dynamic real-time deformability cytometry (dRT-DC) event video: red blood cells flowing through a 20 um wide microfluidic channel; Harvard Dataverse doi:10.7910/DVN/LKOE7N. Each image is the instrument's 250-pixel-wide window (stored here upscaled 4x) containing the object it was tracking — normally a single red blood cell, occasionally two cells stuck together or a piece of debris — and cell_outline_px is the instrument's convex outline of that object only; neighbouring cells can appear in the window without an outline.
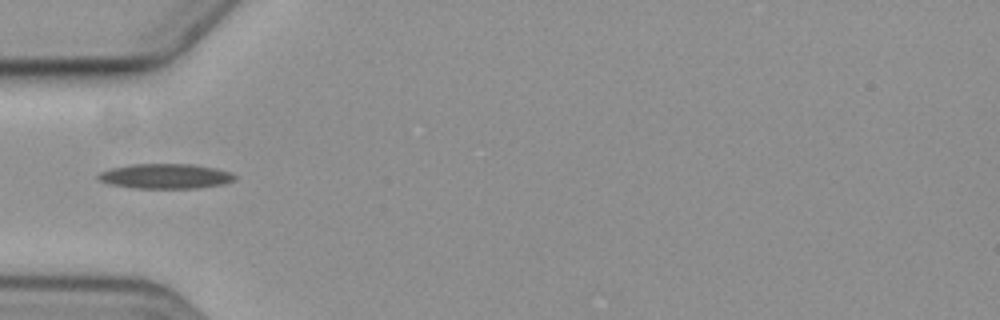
{"species": "common noctule bat (a hibernating species)", "species_latin": "Nyctalus noctula", "temperature_condition": "cold", "stored_images_in_passage": 7, "camera_frame_rate_fps": 3000, "um_per_image_px": 0.085, "animal": {"sex": "female", "body_mass_g": 19.3, "forearm_length_mm": 54.1}, "frame": {"image": 1, "passage_image": 5, "time_ms": 5.667, "image_size_px": [1000, 320], "cell_outline_px": [[236, 180], [224, 184], [196, 188], [132, 188], [108, 184], [100, 180], [96, 176], [100, 172], [112, 168], [132, 164], [192, 164], [216, 168], [228, 172], [236, 176]], "centroid_in_image_um": [14.06, 14.98], "position_along_channel_um": 70.9, "area_um2": 19.83}}
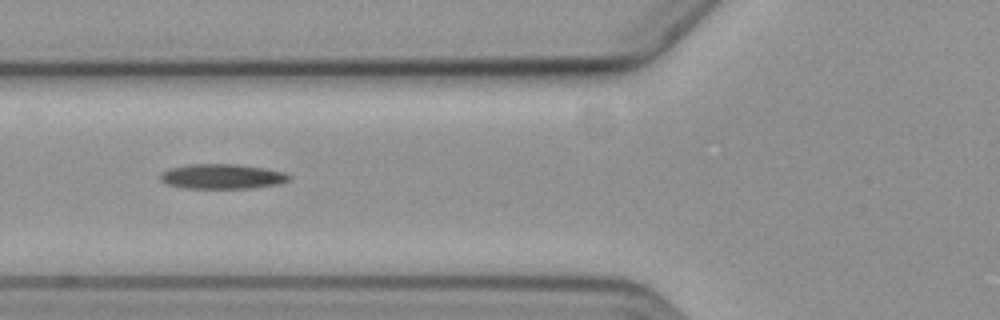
{"frame": {"image": 2, "passage_image": 6, "time_ms": 6.667, "image_size_px": [1000, 320], "cell_outline_px": [[292, 176], [288, 180], [280, 184], [252, 188], [184, 188], [164, 184], [160, 180], [160, 172], [168, 168], [188, 164], [236, 164], [264, 168], [284, 172]], "centroid_in_image_um": [18.83, 15.0], "position_along_channel_um": 107.0, "area_um2": 18.9}}